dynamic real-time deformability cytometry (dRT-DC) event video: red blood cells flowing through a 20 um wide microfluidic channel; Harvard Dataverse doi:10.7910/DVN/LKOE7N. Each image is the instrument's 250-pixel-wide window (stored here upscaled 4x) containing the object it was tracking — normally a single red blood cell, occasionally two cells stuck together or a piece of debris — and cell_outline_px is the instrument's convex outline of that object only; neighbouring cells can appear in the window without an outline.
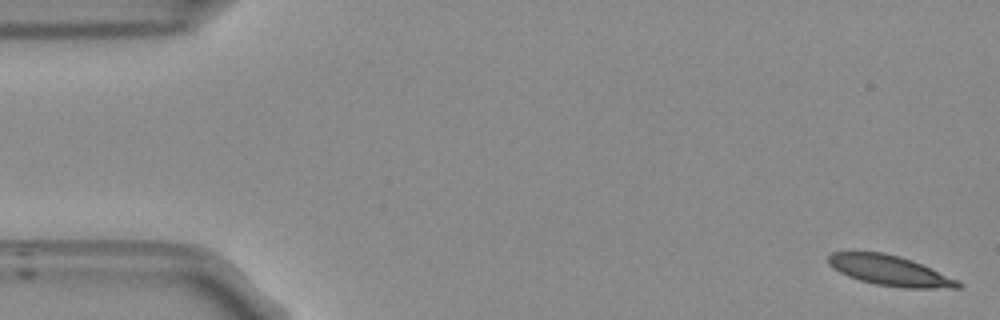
{"species": "Egyptian fruit bat (a non-hibernating species)", "species_latin": "Rousettus aegyptiacus", "temperature_condition": "room temperature", "stored_images_in_passage": 9, "camera_frame_rate_fps": 3000, "um_per_image_px": 0.085, "frame": {"image": 1, "passage_image": 1, "time_ms": 0.0, "image_size_px": [1000, 320], "cell_outline_px": [[964, 284], [960, 288], [908, 288], [876, 284], [860, 280], [848, 276], [840, 272], [828, 264], [828, 256], [832, 252], [884, 252], [900, 256], [912, 260], [956, 280]], "centroid_in_image_um": [75.61, 22.99], "position_along_channel_um": 9.4, "area_um2": 22.48}}